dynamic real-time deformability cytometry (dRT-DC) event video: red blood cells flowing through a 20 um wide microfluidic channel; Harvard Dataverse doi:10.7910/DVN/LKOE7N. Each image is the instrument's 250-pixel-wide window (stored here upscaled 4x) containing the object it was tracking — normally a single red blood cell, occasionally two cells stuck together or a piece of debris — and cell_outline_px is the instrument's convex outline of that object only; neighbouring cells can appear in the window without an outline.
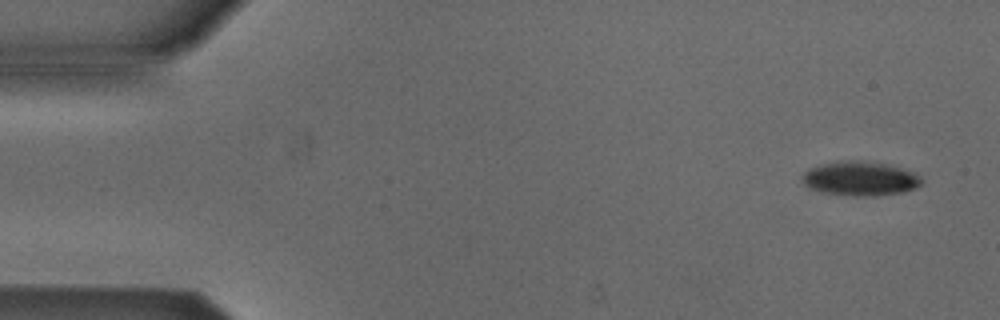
{"species": "Egyptian fruit bat (a non-hibernating species)", "species_latin": "Rousettus aegyptiacus", "temperature_condition": "cold", "stored_images_in_passage": 6, "camera_frame_rate_fps": 3000, "um_per_image_px": 0.085, "animal": {"sex": "male"}, "frame": {"image": 1, "passage_image": 1, "time_ms": 0.0, "image_size_px": [1000, 320], "cell_outline_px": [[924, 184], [916, 188], [904, 192], [876, 196], [852, 196], [824, 192], [812, 188], [804, 184], [804, 172], [808, 168], [820, 164], [836, 160], [856, 160], [884, 164], [916, 172], [924, 180]], "centroid_in_image_um": [73.17, 15.17], "position_along_channel_um": 11.8, "area_um2": 23.99}}
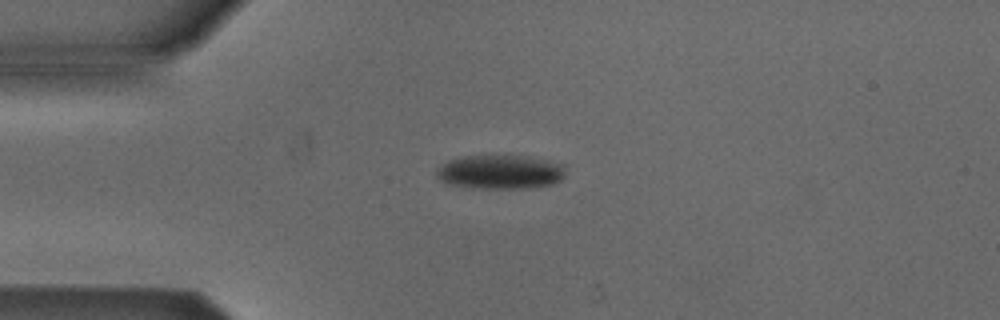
{"frame": {"image": 2, "passage_image": 4, "time_ms": 3.333, "image_size_px": [1000, 320], "cell_outline_px": [[568, 164], [564, 176], [560, 180], [552, 184], [528, 188], [472, 188], [444, 184], [436, 176], [436, 168], [448, 160], [460, 156], [528, 156]], "centroid_in_image_um": [42.52, 14.62], "position_along_channel_um": 42.5, "area_um2": 26.13}}
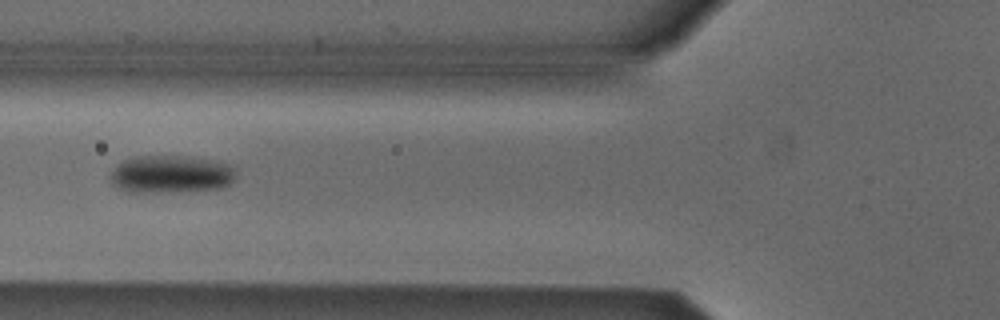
{"frame": {"image": 3, "passage_image": 6, "time_ms": 5.667, "image_size_px": [1000, 320], "cell_outline_px": [[236, 180], [224, 188], [160, 192], [128, 192], [112, 184], [108, 176], [124, 160], [136, 156], [188, 156], [212, 160], [228, 164], [236, 168]], "centroid_in_image_um": [14.58, 14.81], "position_along_channel_um": 111.2, "area_um2": 27.69}}